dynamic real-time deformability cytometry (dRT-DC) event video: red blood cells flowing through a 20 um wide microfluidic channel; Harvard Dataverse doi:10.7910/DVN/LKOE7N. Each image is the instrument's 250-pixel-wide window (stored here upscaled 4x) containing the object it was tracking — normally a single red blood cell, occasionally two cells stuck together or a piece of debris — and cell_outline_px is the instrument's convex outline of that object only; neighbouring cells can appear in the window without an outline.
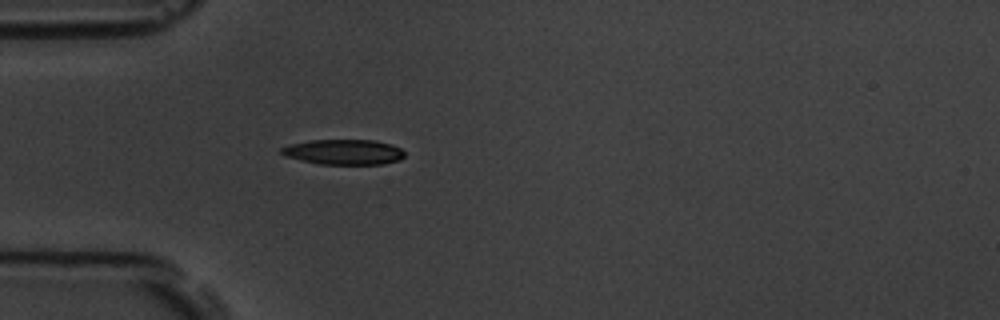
{"species": "common noctule bat (a hibernating species)", "species_latin": "Nyctalus noctula", "temperature_condition": "room temperature", "stored_images_in_passage": 5, "camera_frame_rate_fps": 3000, "um_per_image_px": 0.085, "animal": {"sex": "male", "body_mass_g": 19.5, "forearm_length_mm": 54.6}, "frame": {"image": 1, "passage_image": 5, "time_ms": 4.667, "image_size_px": [1000, 320], "cell_outline_px": [[404, 156], [400, 160], [384, 164], [320, 164], [300, 160], [284, 156], [280, 152], [280, 148], [292, 144], [312, 140], [376, 140], [392, 144], [400, 148], [404, 152]], "centroid_in_image_um": [29.24, 12.92], "position_along_channel_um": 55.8, "area_um2": 18.15}}